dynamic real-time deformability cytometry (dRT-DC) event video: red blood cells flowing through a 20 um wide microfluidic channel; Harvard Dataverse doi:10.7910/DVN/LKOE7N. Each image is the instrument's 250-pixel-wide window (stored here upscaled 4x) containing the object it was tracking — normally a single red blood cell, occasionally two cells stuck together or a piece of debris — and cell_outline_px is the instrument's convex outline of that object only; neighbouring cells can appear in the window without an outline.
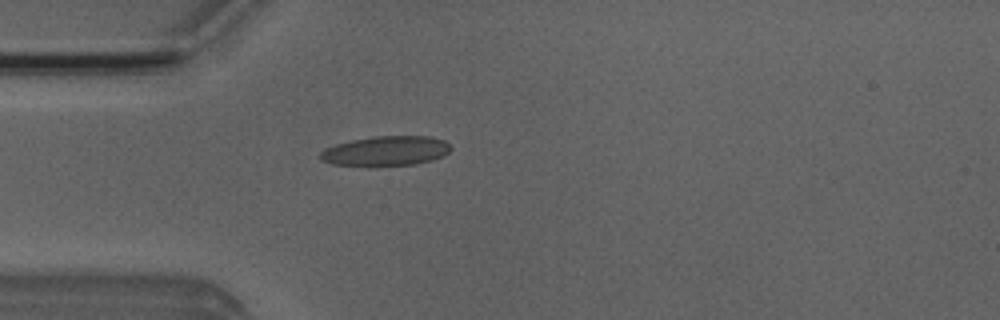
{"species": "Egyptian fruit bat (a non-hibernating species)", "species_latin": "Rousettus aegyptiacus", "temperature_condition": "room temperature", "stored_images_in_passage": 4, "camera_frame_rate_fps": 3000, "um_per_image_px": 0.085, "animal": {"sex": "male"}, "frame": {"image": 1, "passage_image": 4, "time_ms": 3.667, "image_size_px": [1000, 320], "cell_outline_px": [[452, 148], [444, 156], [432, 160], [416, 164], [376, 168], [372, 168], [332, 164], [320, 160], [320, 152], [324, 148], [336, 144], [352, 140], [376, 136], [428, 136], [444, 140]], "centroid_in_image_um": [32.77, 12.87], "position_along_channel_um": 52.2, "area_um2": 23.35}}